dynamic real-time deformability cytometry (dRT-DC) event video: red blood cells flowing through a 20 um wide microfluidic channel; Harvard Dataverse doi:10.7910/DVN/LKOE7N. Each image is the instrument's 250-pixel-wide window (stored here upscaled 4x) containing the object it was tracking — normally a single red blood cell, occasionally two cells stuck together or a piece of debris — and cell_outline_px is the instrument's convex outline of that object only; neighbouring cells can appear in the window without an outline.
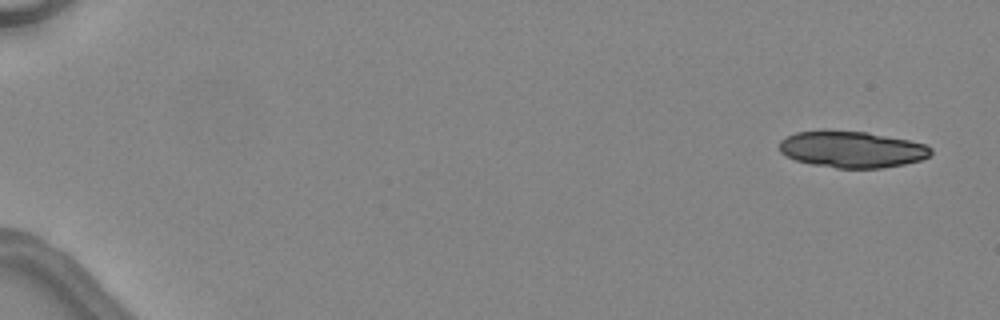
{"species": "common noctule bat (a hibernating species)", "species_latin": "Nyctalus noctula", "temperature_condition": "warm", "stored_images_in_passage": 5, "camera_frame_rate_fps": 3000, "um_per_image_px": 0.085, "animal": {"sex": "female", "body_mass_g": 24.6, "forearm_length_mm": 56.2}, "frame": {"image": 1, "passage_image": 1, "time_ms": 0.0, "image_size_px": [1000, 320], "cell_outline_px": [[932, 152], [928, 156], [920, 160], [904, 164], [880, 168], [836, 168], [812, 164], [796, 160], [780, 152], [780, 140], [796, 132], [824, 128], [868, 132], [908, 140], [924, 144], [932, 148]], "centroid_in_image_um": [72.38, 12.67], "position_along_channel_um": 12.6, "area_um2": 32.54}}